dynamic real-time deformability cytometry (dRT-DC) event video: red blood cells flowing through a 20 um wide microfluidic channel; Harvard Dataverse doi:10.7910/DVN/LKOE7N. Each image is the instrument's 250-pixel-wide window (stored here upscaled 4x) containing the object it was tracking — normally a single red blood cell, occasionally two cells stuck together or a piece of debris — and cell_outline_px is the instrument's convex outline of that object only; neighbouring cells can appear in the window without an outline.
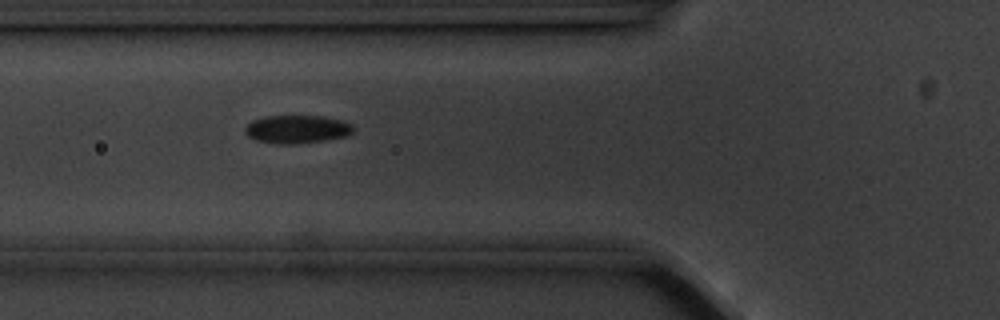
{"species": "common noctule bat (a hibernating species)", "species_latin": "Nyctalus noctula", "temperature_condition": "cold", "stored_images_in_passage": 41, "segment_of_instrument_passage": [1, 2], "camera_frame_rate_fps": 3000, "um_per_image_px": 0.085, "animal": {"sex": "male", "body_mass_g": 20.1, "forearm_length_mm": 53.5}, "frame": {"image": 1, "passage_image": 4, "time_ms": 1.0, "image_size_px": [1000, 320], "cell_outline_px": [[352, 132], [348, 136], [324, 140], [292, 144], [276, 144], [256, 140], [248, 136], [244, 132], [244, 128], [252, 120], [264, 116], [324, 116], [344, 120], [352, 124]], "centroid_in_image_um": [25.24, 10.98], "position_along_channel_um": 100.6, "area_um2": 17.86}}
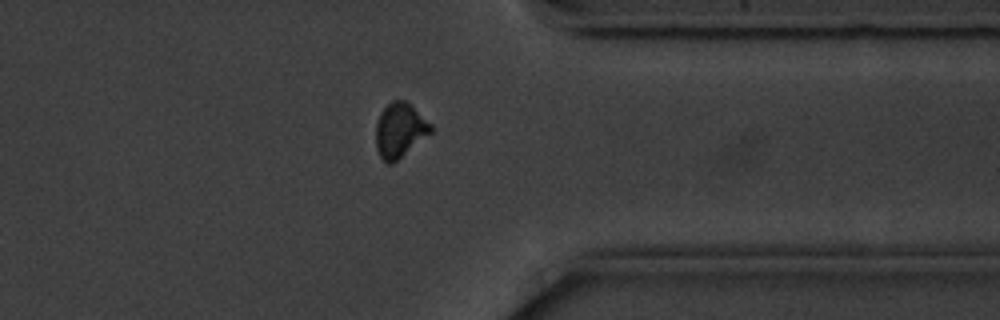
{"frame": {"image": 2, "passage_image": 28, "time_ms": 9.0, "image_size_px": [1000, 320], "cell_outline_px": [[432, 132], [392, 164], [388, 164], [380, 156], [376, 148], [376, 124], [380, 112], [392, 100], [404, 100], [432, 124]], "centroid_in_image_um": [33.97, 11.07], "position_along_channel_um": 377.4, "area_um2": 17.22}}
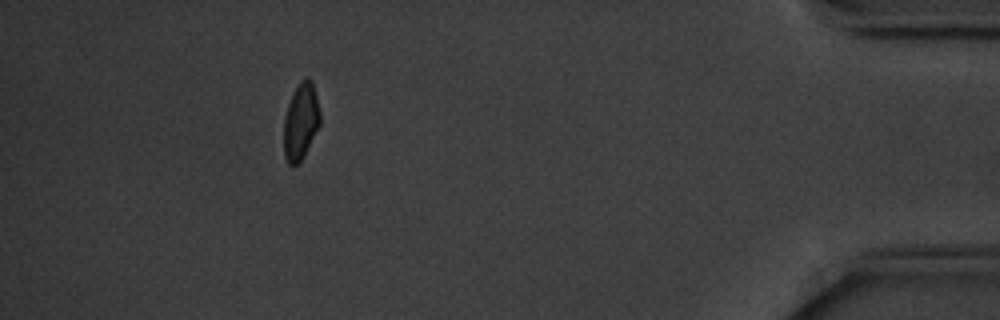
{"frame": {"image": 3, "passage_image": 35, "time_ms": 11.333, "image_size_px": [1000, 320], "cell_outline_px": [[320, 124], [300, 160], [296, 164], [288, 164], [284, 156], [284, 116], [292, 92], [300, 80], [312, 80], [320, 112]], "centroid_in_image_um": [25.55, 10.29], "position_along_channel_um": 409.7, "area_um2": 15.84}}